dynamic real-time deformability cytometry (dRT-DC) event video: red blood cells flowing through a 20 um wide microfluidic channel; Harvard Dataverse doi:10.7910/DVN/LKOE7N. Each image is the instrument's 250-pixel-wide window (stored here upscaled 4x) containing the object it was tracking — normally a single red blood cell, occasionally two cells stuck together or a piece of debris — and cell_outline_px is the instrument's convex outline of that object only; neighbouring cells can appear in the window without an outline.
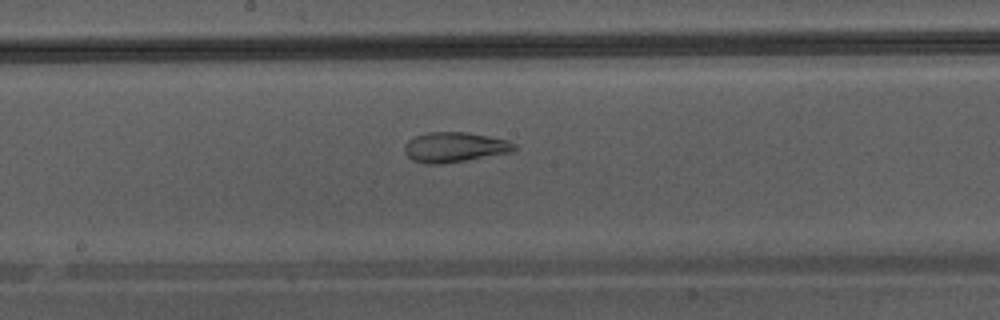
{"species": "Egyptian fruit bat (a non-hibernating species)", "species_latin": "Rousettus aegyptiacus", "temperature_condition": "warm", "stored_images_in_passage": 39, "camera_frame_rate_fps": 3000, "um_per_image_px": 0.085, "animal": {"sex": "male"}, "frame": {"image": 1, "passage_image": 17, "time_ms": 5.333, "image_size_px": [1000, 320], "cell_outline_px": [[516, 148], [512, 152], [440, 164], [424, 164], [412, 160], [404, 152], [404, 144], [408, 140], [416, 136], [428, 132], [468, 132], [508, 140], [516, 144]], "centroid_in_image_um": [38.62, 12.5], "position_along_channel_um": 209.6, "area_um2": 19.19}}